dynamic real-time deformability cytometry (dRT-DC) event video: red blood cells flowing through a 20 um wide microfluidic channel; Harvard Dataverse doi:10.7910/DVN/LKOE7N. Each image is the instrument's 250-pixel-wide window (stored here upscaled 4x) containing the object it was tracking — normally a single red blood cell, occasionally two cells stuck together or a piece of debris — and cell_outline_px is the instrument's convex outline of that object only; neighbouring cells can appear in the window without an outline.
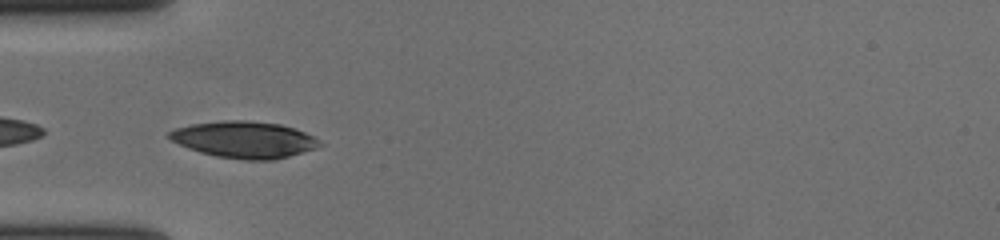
{"species": "human", "species_latin": "Homo sapiens", "temperature_condition": "cold", "stored_images_in_passage": 39, "camera_frame_rate_fps": 3000, "um_per_image_px": 0.085, "donor": {"sex": "female"}, "frame": {"image": 1, "passage_image": 1, "time_ms": 0.0, "image_size_px": [1000, 240], "cell_outline_px": [[324, 144], [316, 148], [276, 160], [244, 160], [216, 156], [200, 152], [188, 148], [172, 140], [168, 136], [168, 132], [176, 128], [192, 124], [224, 120], [248, 120], [280, 124], [304, 132], [312, 136]], "centroid_in_image_um": [20.77, 11.87], "position_along_channel_um": 64.2, "area_um2": 31.96}}
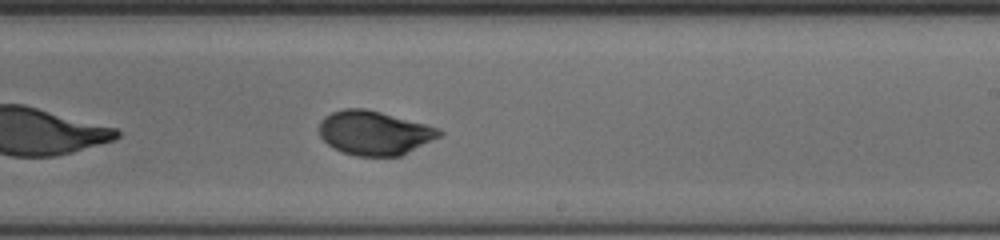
{"frame": {"image": 2, "passage_image": 17, "time_ms": 5.333, "image_size_px": [1000, 240], "cell_outline_px": [[444, 132], [440, 136], [400, 156], [356, 156], [332, 148], [320, 136], [320, 120], [324, 116], [332, 112], [344, 108], [364, 108], [380, 112], [440, 128]], "centroid_in_image_um": [31.8, 11.29], "position_along_channel_um": 257.2, "area_um2": 30.69}}
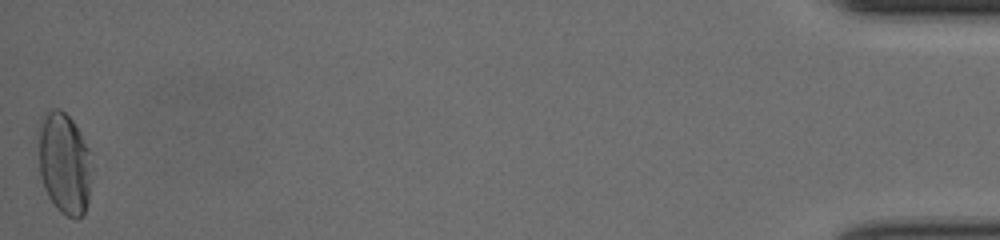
{"frame": {"image": 3, "passage_image": 39, "time_ms": 12.667, "image_size_px": [1000, 240], "cell_outline_px": [[88, 200], [84, 212], [76, 220], [60, 212], [56, 208], [48, 196], [44, 188], [40, 176], [36, 136], [36, 132], [40, 116], [44, 112], [52, 108], [60, 108], [72, 120], [80, 132], [88, 148]], "centroid_in_image_um": [5.36, 13.8], "position_along_channel_um": 429.8, "area_um2": 31.73}, "authors_computed_cell_mechanics": {"area_um2": 30.8652, "velocity_mm_per_s": 3.6598, "shape_relaxation_time_tau1_ms": 3.3378, "shape_relaxation_time_tau2_ms": null, "deformation_change_tau1": 0.1423, "deformation_change_tau2": null}}